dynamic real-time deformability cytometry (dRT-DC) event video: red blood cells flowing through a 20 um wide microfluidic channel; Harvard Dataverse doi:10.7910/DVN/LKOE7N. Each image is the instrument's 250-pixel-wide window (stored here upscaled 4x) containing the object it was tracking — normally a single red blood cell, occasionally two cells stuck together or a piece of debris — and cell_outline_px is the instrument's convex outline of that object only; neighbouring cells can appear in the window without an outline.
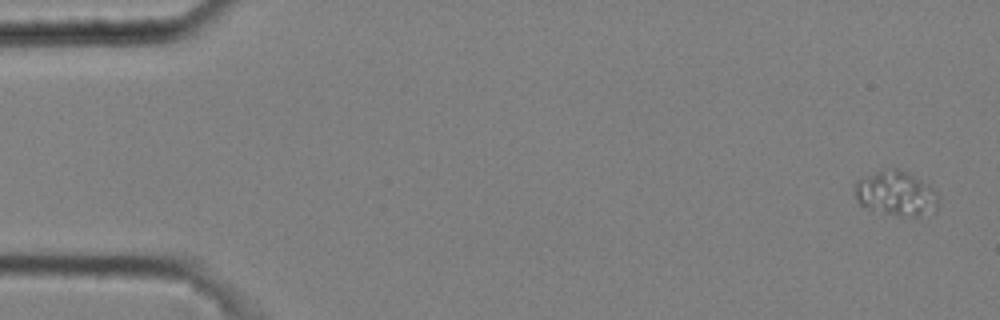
{"species": "common noctule bat (a hibernating species)", "species_latin": "Nyctalus noctula", "temperature_condition": "cold", "stored_images_in_passage": 5, "camera_frame_rate_fps": 3000, "um_per_image_px": 0.085, "animal": {"sex": "male", "body_mass_g": 20.4}, "frame": {"image": 1, "passage_image": 1, "time_ms": 0.0, "image_size_px": [1000, 320], "cell_outline_px": [[940, 200], [936, 208], [920, 216], [900, 216], [868, 208], [860, 204], [856, 200], [856, 180], [876, 172], [896, 168], [928, 184], [936, 192]], "centroid_in_image_um": [76.17, 16.46], "position_along_channel_um": 8.8, "area_um2": 21.15}}
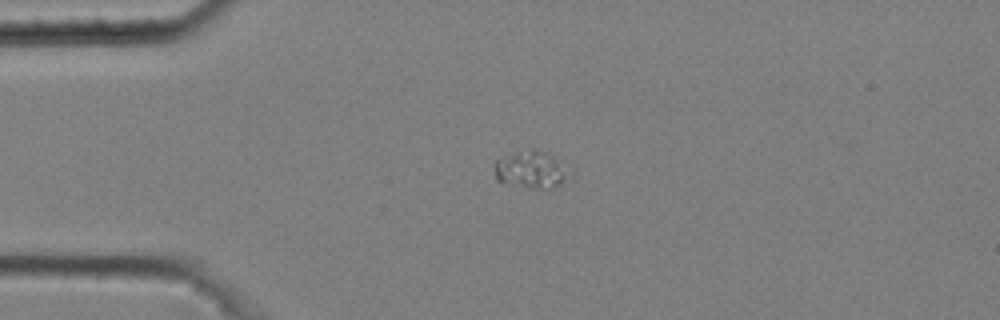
{"frame": {"image": 2, "passage_image": 4, "time_ms": 1.0, "image_size_px": [1000, 320], "cell_outline_px": [[564, 176], [560, 184], [552, 188], [540, 188], [496, 180], [496, 160], [516, 152], [532, 148], [548, 152], [552, 156], [564, 172]], "centroid_in_image_um": [45.04, 14.38], "position_along_channel_um": 40.0, "area_um2": 14.85}}